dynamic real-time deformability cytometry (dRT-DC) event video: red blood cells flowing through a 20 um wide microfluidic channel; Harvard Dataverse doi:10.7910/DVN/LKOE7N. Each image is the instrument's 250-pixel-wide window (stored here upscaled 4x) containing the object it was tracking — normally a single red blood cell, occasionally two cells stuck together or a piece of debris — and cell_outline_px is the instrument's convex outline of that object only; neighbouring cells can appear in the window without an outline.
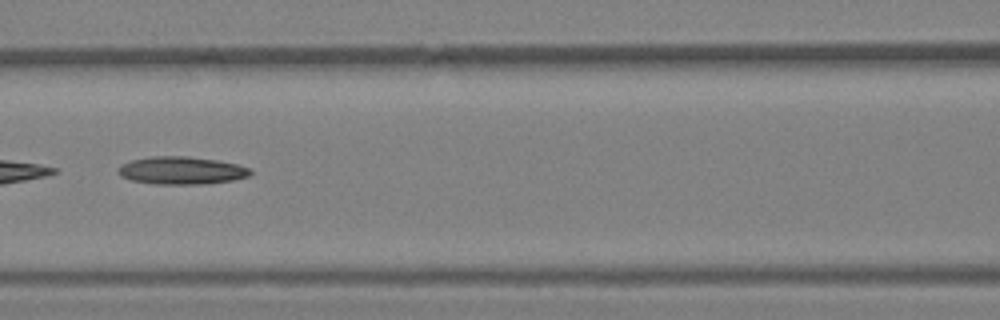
{"species": "Egyptian fruit bat (a non-hibernating species)", "species_latin": "Rousettus aegyptiacus", "temperature_condition": "warm", "stored_images_in_passage": 28, "camera_frame_rate_fps": 3000, "um_per_image_px": 0.085, "animal": {"sex": "female"}, "frame": {"image": 1, "passage_image": 9, "time_ms": 2.667, "image_size_px": [1000, 320], "cell_outline_px": [[252, 172], [248, 176], [232, 180], [204, 184], [152, 184], [132, 180], [120, 176], [116, 172], [116, 168], [120, 164], [132, 160], [152, 156], [188, 156], [216, 160], [236, 164], [248, 168]], "centroid_in_image_um": [15.35, 14.49], "position_along_channel_um": 151.2, "area_um2": 21.39}}
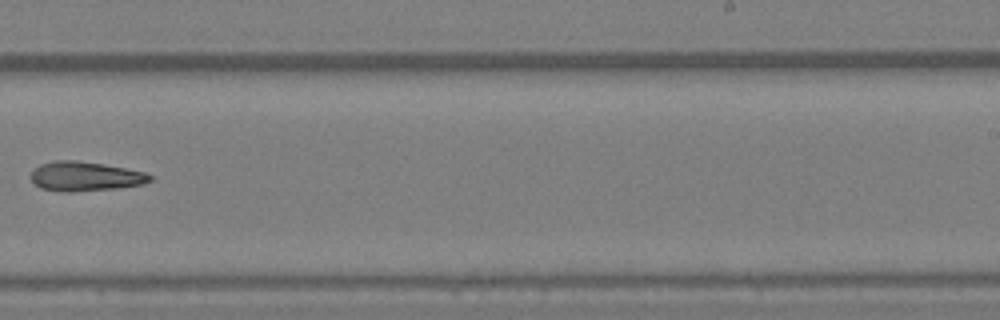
{"frame": {"image": 2, "passage_image": 16, "time_ms": 5.0, "image_size_px": [1000, 320], "cell_outline_px": [[152, 180], [144, 184], [116, 188], [72, 192], [64, 192], [40, 188], [32, 180], [32, 172], [40, 164], [56, 160], [72, 160], [104, 164], [144, 172], [152, 176]], "centroid_in_image_um": [7.25, 14.99], "position_along_channel_um": 281.8, "area_um2": 20.23}}